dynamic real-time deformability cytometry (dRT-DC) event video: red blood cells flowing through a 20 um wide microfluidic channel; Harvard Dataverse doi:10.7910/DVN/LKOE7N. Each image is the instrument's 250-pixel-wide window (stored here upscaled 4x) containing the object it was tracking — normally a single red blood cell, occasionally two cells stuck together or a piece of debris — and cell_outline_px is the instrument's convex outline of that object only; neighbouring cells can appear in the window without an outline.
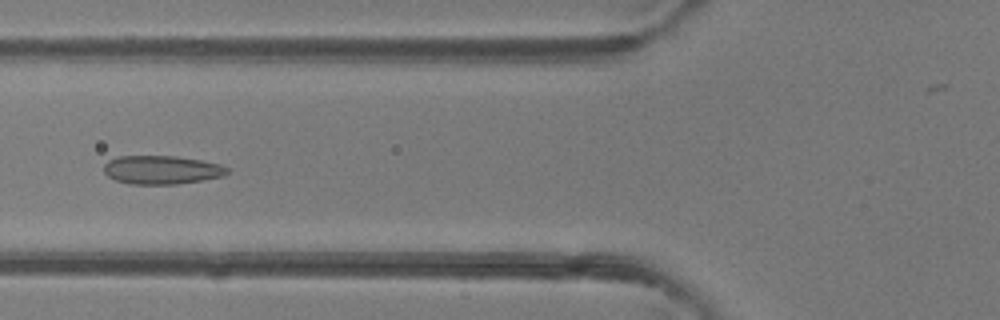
{"species": "common noctule bat (a hibernating species)", "species_latin": "Nyctalus noctula", "temperature_condition": "room temperature", "stored_images_in_passage": 48, "camera_frame_rate_fps": 3000, "um_per_image_px": 0.085, "animal": {"sex": "female"}, "frame": {"image": 1, "passage_image": 18, "time_ms": 5.667, "image_size_px": [1000, 320], "cell_outline_px": [[228, 172], [224, 176], [176, 184], [128, 184], [116, 180], [108, 176], [104, 172], [104, 164], [108, 160], [116, 156], [176, 156], [200, 160], [220, 164], [228, 168]], "centroid_in_image_um": [13.71, 14.43], "position_along_channel_um": 112.1, "area_um2": 20.52}}
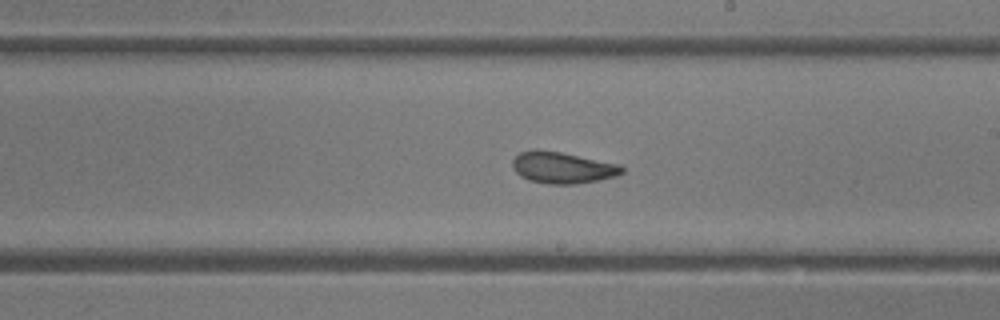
{"frame": {"image": 2, "passage_image": 27, "time_ms": 8.667, "image_size_px": [1000, 320], "cell_outline_px": [[624, 172], [616, 176], [576, 184], [548, 184], [528, 180], [520, 176], [512, 168], [512, 160], [520, 152], [532, 148], [536, 148], [560, 152], [620, 164], [624, 168]], "centroid_in_image_um": [47.77, 14.24], "position_along_channel_um": 241.2, "area_um2": 20.23}}
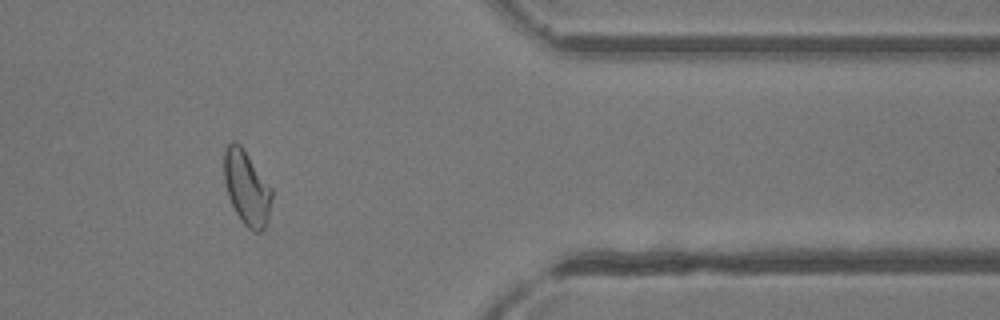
{"frame": {"image": 3, "passage_image": 39, "time_ms": 12.667, "image_size_px": [1000, 320], "cell_outline_px": [[272, 196], [268, 220], [264, 228], [260, 232], [256, 232], [248, 228], [244, 224], [236, 212], [228, 196], [224, 180], [224, 148], [232, 140], [240, 144], [272, 188]], "centroid_in_image_um": [20.96, 15.95], "position_along_channel_um": 390.4, "area_um2": 20.58}, "authors_computed_cell_mechanics": {"area_um2": 21.3571, "velocity_mm_per_s": 4.3026, "shape_relaxation_time_tau1_ms": 6.0028, "shape_relaxation_time_tau2_ms": 1.036, "deformation_change_tau1": 0.1428, "deformation_change_tau2": 0.0571}}